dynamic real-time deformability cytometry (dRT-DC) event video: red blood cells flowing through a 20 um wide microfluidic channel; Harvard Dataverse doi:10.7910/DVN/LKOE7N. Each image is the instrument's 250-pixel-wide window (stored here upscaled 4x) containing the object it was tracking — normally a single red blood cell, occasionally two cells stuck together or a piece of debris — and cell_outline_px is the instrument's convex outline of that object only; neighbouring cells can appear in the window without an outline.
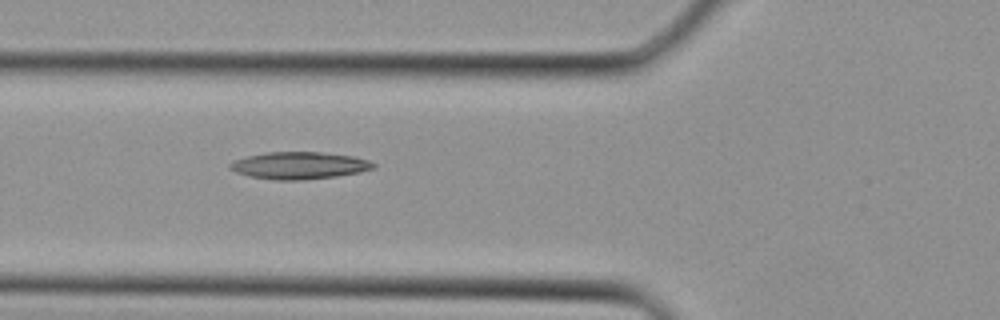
{"species": "Egyptian fruit bat (a non-hibernating species)", "species_latin": "Rousettus aegyptiacus", "temperature_condition": "cold", "stored_images_in_passage": 26, "camera_frame_rate_fps": 3000, "um_per_image_px": 0.085, "animal": {"sex": "female"}, "frame": {"image": 1, "passage_image": 3, "time_ms": 0.667, "image_size_px": [1000, 320], "cell_outline_px": [[376, 168], [360, 172], [336, 176], [300, 180], [276, 180], [248, 176], [236, 172], [228, 168], [228, 164], [232, 160], [248, 156], [268, 152], [324, 152], [352, 156], [368, 160], [376, 164]], "centroid_in_image_um": [25.42, 14.06], "position_along_channel_um": 100.4, "area_um2": 22.77}}
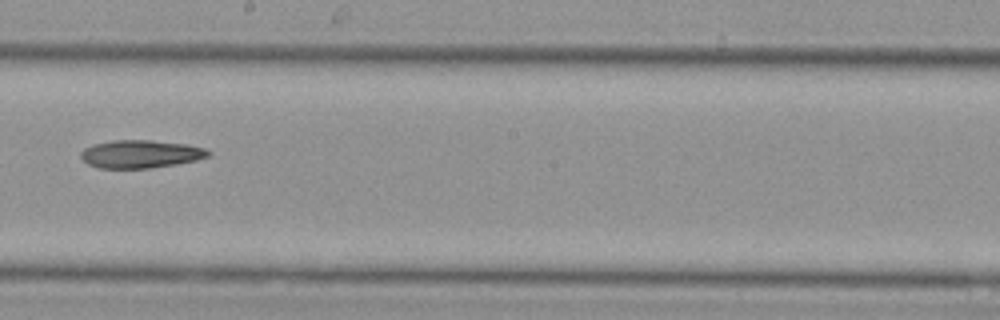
{"frame": {"image": 2, "passage_image": 10, "time_ms": 3.0, "image_size_px": [1000, 320], "cell_outline_px": [[212, 152], [208, 156], [196, 160], [176, 164], [148, 168], [100, 168], [88, 164], [80, 156], [80, 152], [84, 148], [92, 144], [112, 140], [152, 140], [188, 144], [204, 148]], "centroid_in_image_um": [11.94, 13.08], "position_along_channel_um": 236.3, "area_um2": 20.81}}
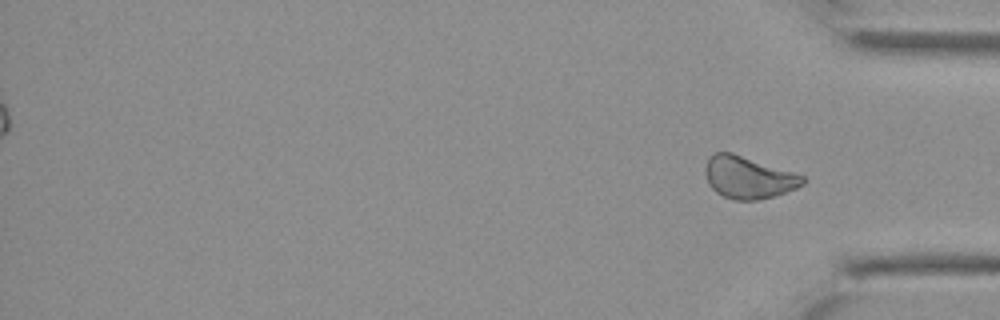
{"frame": {"image": 3, "passage_image": 26, "time_ms": 8.333, "image_size_px": [1000, 320], "cell_outline_px": [[804, 184], [796, 188], [760, 200], [732, 200], [716, 192], [708, 184], [704, 172], [704, 168], [708, 156], [716, 152], [732, 152], [804, 176]], "centroid_in_image_um": [63.55, 15.08], "position_along_channel_um": 371.7, "area_um2": 23.87}}